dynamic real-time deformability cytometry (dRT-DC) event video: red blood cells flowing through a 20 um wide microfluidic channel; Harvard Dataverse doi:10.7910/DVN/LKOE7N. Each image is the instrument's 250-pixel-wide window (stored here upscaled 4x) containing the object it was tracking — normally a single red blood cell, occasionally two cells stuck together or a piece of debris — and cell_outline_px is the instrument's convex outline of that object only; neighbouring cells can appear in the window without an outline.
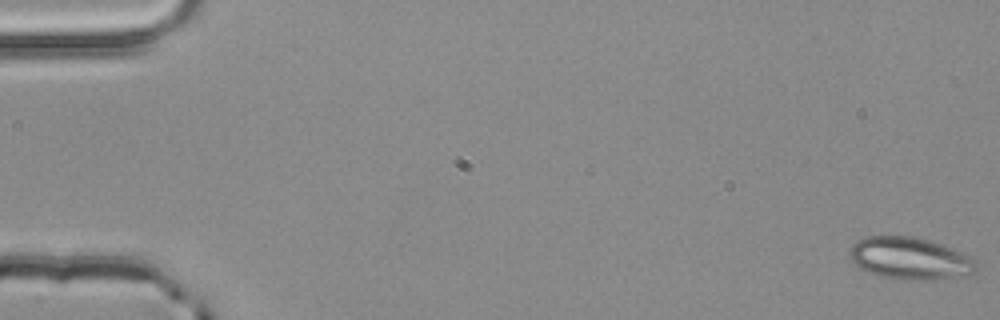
{"species": "common noctule bat (a hibernating species)", "species_latin": "Nyctalus noctula", "temperature_condition": "room temperature", "stored_images_in_passage": 4, "camera_frame_rate_fps": 3000, "um_per_image_px": 0.085, "animal": {"sex": "male", "body_mass_g": 20.4}, "frame": {"image": 1, "passage_image": 1, "time_ms": 0.0, "image_size_px": [1000, 320], "cell_outline_px": [[976, 268], [972, 272], [948, 280], [900, 280], [880, 276], [868, 272], [860, 268], [848, 256], [848, 252], [852, 244], [856, 240], [864, 236], [916, 236], [944, 244], [964, 252], [972, 256], [976, 260]], "centroid_in_image_um": [77.36, 21.96], "position_along_channel_um": 7.6, "area_um2": 31.91}}